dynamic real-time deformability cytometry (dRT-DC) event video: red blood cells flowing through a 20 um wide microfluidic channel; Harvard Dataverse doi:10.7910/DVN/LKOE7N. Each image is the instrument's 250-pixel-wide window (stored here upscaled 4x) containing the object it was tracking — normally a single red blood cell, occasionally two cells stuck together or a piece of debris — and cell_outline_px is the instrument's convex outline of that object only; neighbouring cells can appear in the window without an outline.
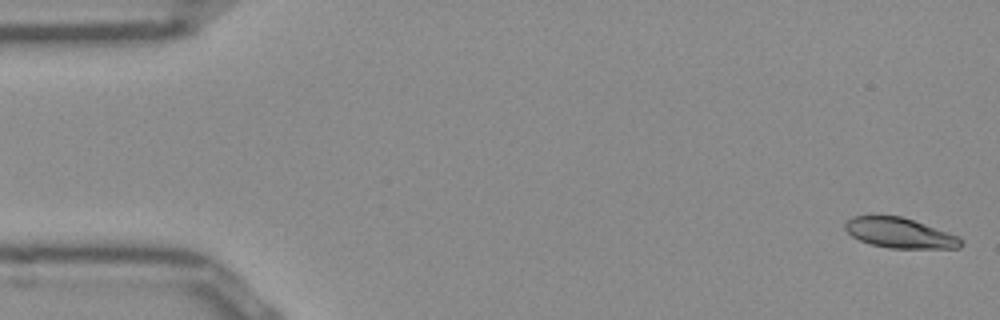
{"species": "Egyptian fruit bat (a non-hibernating species)", "species_latin": "Rousettus aegyptiacus", "temperature_condition": "room temperature", "stored_images_in_passage": 51, "camera_frame_rate_fps": 3000, "um_per_image_px": 0.085, "frame": {"image": 1, "passage_image": 1, "time_ms": 0.0, "image_size_px": [1000, 320], "cell_outline_px": [[964, 244], [960, 248], [888, 248], [872, 244], [860, 240], [852, 236], [844, 228], [844, 224], [852, 216], [900, 216], [960, 236], [964, 240]], "centroid_in_image_um": [76.52, 19.81], "position_along_channel_um": 8.5, "area_um2": 20.23}}
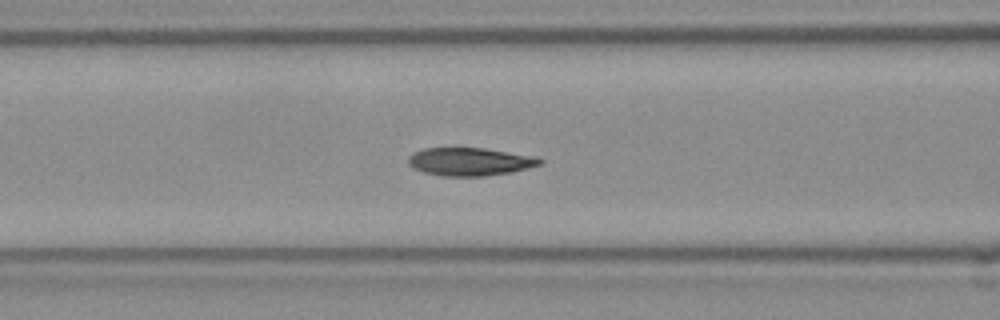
{"frame": {"image": 2, "passage_image": 20, "time_ms": 6.333, "image_size_px": [1000, 320], "cell_outline_px": [[544, 164], [512, 172], [484, 176], [444, 176], [424, 172], [412, 168], [408, 164], [408, 156], [412, 152], [424, 148], [484, 148], [536, 156], [544, 160]], "centroid_in_image_um": [39.96, 13.74], "position_along_channel_um": 126.6, "area_um2": 21.73}}
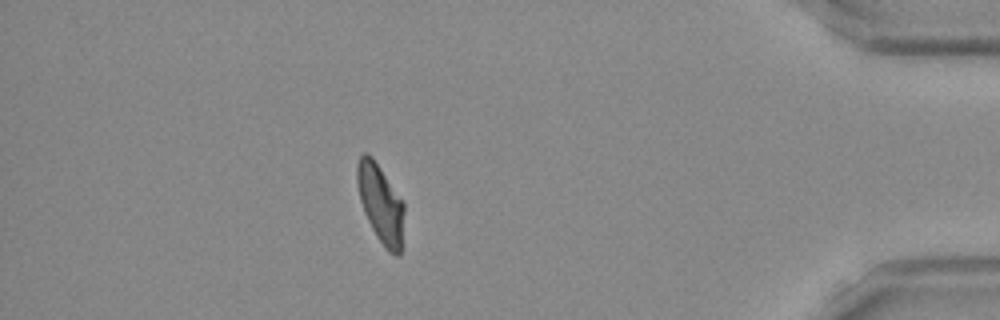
{"frame": {"image": 3, "passage_image": 45, "time_ms": 14.667, "image_size_px": [1000, 320], "cell_outline_px": [[404, 208], [400, 256], [396, 256], [388, 252], [384, 248], [376, 236], [364, 212], [360, 200], [356, 180], [356, 164], [360, 156], [364, 152], [368, 152], [372, 156], [404, 200]], "centroid_in_image_um": [32.35, 17.28], "position_along_channel_um": 402.9, "area_um2": 21.79}, "authors_computed_cell_mechanics": {"area_um2": 21.7328, "velocity_mm_per_s": 3.8973, "shape_relaxation_time_tau1_ms": 4.5968, "shape_relaxation_time_tau2_ms": 1.4001, "deformation_change_tau1": 0.1763, "deformation_change_tau2": 0.0583}}